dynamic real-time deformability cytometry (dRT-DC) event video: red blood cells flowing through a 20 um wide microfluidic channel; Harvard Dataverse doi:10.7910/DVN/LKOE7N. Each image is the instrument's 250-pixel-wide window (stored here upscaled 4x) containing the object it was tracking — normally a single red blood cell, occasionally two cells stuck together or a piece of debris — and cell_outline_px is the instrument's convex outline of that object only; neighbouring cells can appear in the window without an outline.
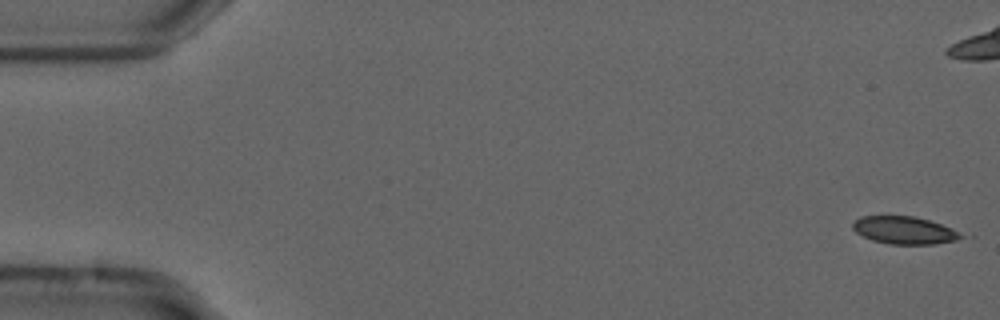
{"species": "common noctule bat (a hibernating species)", "species_latin": "Nyctalus noctula", "temperature_condition": "cold", "stored_images_in_passage": 56, "camera_frame_rate_fps": 3000, "um_per_image_px": 0.085, "animal": {"sex": "male", "forearm_length_mm": 52.5}, "frame": {"image": 1, "passage_image": 1, "time_ms": 0.0, "image_size_px": [1000, 320], "cell_outline_px": [[964, 236], [956, 240], [932, 244], [888, 244], [872, 240], [856, 232], [852, 228], [852, 224], [860, 216], [916, 216], [952, 228], [960, 232]], "centroid_in_image_um": [76.86, 19.57], "position_along_channel_um": 8.1, "area_um2": 17.28}}
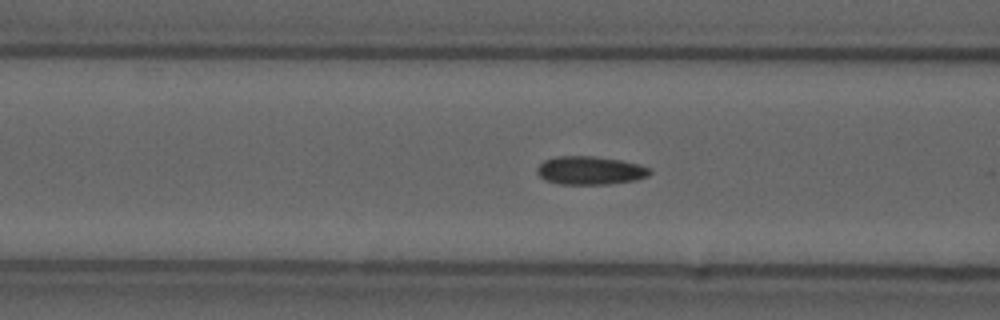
{"frame": {"image": 2, "passage_image": 21, "time_ms": 6.667, "image_size_px": [1000, 320], "cell_outline_px": [[652, 172], [648, 176], [636, 180], [608, 184], [560, 184], [544, 180], [536, 172], [536, 168], [544, 160], [556, 156], [596, 156], [620, 160], [640, 164], [652, 168]], "centroid_in_image_um": [50.18, 14.48], "position_along_channel_um": 116.4, "area_um2": 18.84}}
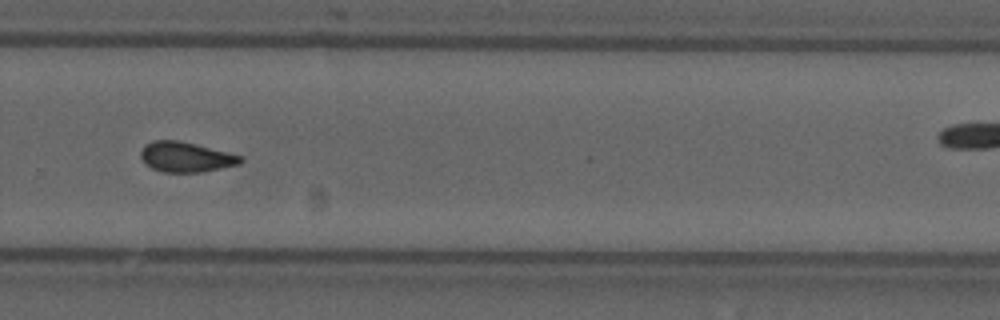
{"frame": {"image": 3, "passage_image": 37, "time_ms": 12.0, "image_size_px": [1000, 320], "cell_outline_px": [[244, 160], [240, 164], [204, 172], [164, 172], [152, 168], [144, 164], [140, 156], [140, 152], [144, 144], [152, 140], [176, 140], [196, 144], [244, 156]], "centroid_in_image_um": [15.8, 13.34], "position_along_channel_um": 314.0, "area_um2": 17.74}, "authors_computed_cell_mechanics": {"area_um2": 17.8602, "velocity_mm_per_s": 3.7181, "shape_relaxation_time_tau1_ms": null, "shape_relaxation_time_tau2_ms": 3.3657, "deformation_change_tau1": null, "deformation_change_tau2": 0.0813}}